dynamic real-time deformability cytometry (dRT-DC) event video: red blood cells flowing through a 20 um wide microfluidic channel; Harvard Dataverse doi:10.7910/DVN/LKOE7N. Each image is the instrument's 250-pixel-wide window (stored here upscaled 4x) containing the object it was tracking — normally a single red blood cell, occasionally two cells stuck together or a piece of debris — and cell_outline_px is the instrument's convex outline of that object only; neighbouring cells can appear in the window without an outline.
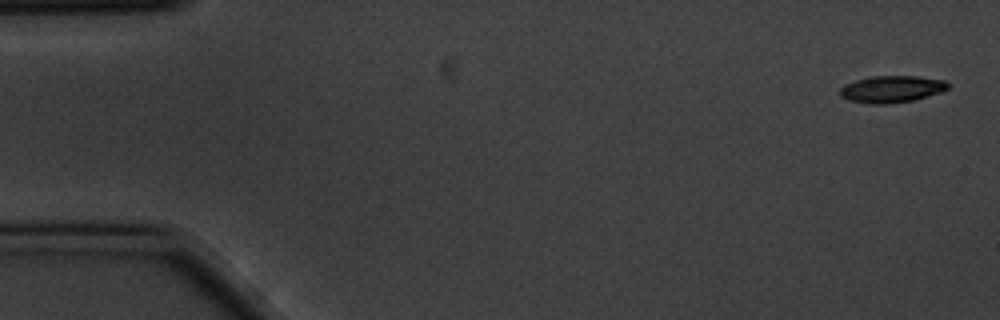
{"species": "common noctule bat (a hibernating species)", "species_latin": "Nyctalus noctula", "temperature_condition": "cold", "stored_images_in_passage": 8, "camera_frame_rate_fps": 3000, "um_per_image_px": 0.085, "animal": {"sex": "male", "body_mass_g": 20.1, "forearm_length_mm": 53.5}, "frame": {"image": 1, "passage_image": 1, "time_ms": 0.0, "image_size_px": [1000, 320], "cell_outline_px": [[948, 88], [940, 92], [912, 100], [884, 104], [872, 104], [848, 100], [840, 96], [840, 88], [844, 84], [856, 80], [872, 76], [916, 76], [944, 80], [948, 84]], "centroid_in_image_um": [75.74, 7.57], "position_along_channel_um": 9.3, "area_um2": 16.7}}
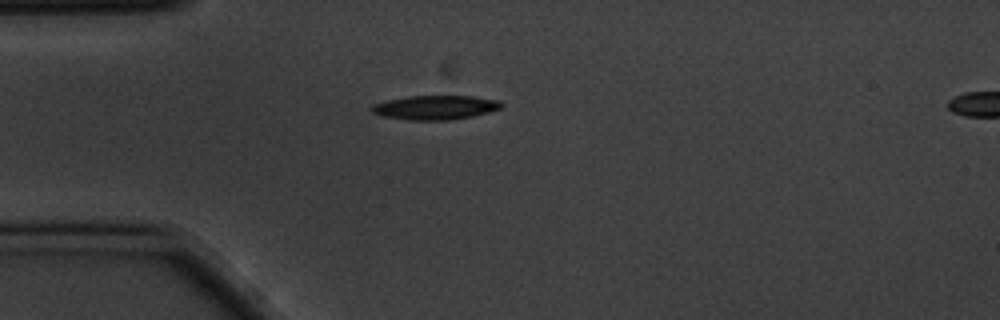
{"frame": {"image": 2, "passage_image": 2, "time_ms": 0.333, "image_size_px": [1000, 320], "cell_outline_px": [[504, 104], [500, 108], [488, 112], [472, 116], [448, 120], [408, 120], [380, 116], [372, 112], [368, 108], [372, 104], [388, 100], [408, 96], [472, 96], [500, 100]], "centroid_in_image_um": [36.96, 9.13], "position_along_channel_um": 48.0, "area_um2": 18.38}}
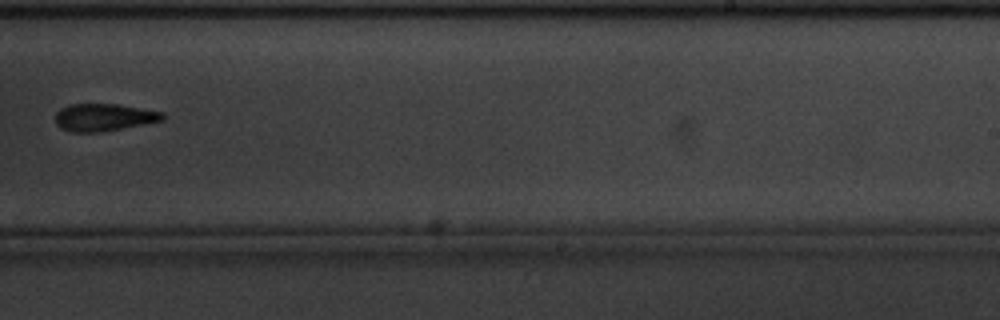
{"frame": {"image": 3, "passage_image": 8, "time_ms": 2.333, "image_size_px": [1000, 320], "cell_outline_px": [[164, 120], [100, 132], [72, 132], [60, 128], [56, 124], [56, 112], [60, 108], [68, 104], [120, 104], [160, 112], [164, 116]], "centroid_in_image_um": [8.77, 9.97], "position_along_channel_um": 280.2, "area_um2": 16.99}}